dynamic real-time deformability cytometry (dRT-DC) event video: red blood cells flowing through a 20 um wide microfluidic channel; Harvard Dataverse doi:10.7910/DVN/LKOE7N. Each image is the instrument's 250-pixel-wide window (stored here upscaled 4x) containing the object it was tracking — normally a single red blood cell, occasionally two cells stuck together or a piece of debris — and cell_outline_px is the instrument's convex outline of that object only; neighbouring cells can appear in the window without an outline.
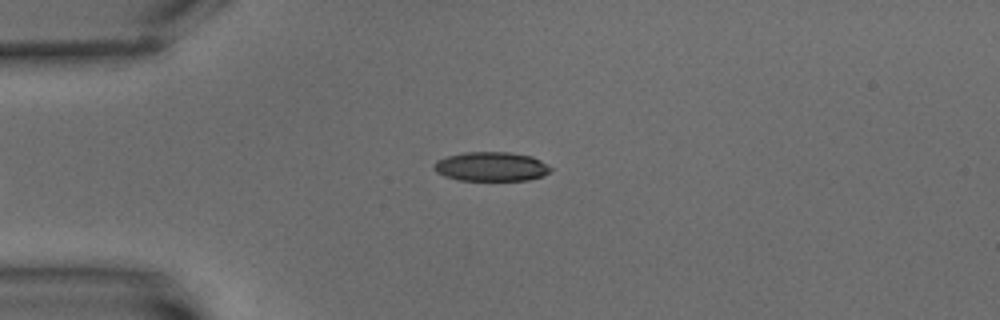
{"species": "common noctule bat (a hibernating species)", "species_latin": "Nyctalus noctula", "temperature_condition": "warm", "stored_images_in_passage": 5, "camera_frame_rate_fps": 3000, "um_per_image_px": 0.085, "animal": {"sex": "male", "body_mass_g": 15.6}, "frame": {"image": 1, "passage_image": 5, "time_ms": 5.667, "image_size_px": [1000, 320], "cell_outline_px": [[552, 168], [544, 176], [528, 180], [460, 180], [444, 176], [436, 172], [432, 168], [432, 164], [436, 160], [444, 156], [464, 152], [508, 152], [532, 156], [540, 160]], "centroid_in_image_um": [41.7, 14.15], "position_along_channel_um": 43.3, "area_um2": 20.06}}